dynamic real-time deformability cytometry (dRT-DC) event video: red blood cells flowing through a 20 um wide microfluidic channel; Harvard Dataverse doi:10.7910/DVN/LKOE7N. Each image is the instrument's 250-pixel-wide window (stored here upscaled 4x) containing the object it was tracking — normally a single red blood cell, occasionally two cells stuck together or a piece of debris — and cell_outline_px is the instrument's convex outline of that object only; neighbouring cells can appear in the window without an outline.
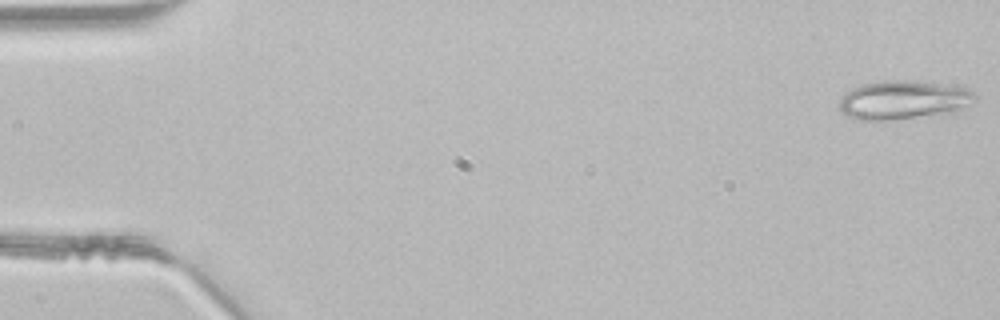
{"species": "common noctule bat (a hibernating species)", "species_latin": "Nyctalus noctula", "temperature_condition": "room temperature", "stored_images_in_passage": 14, "camera_frame_rate_fps": 3000, "um_per_image_px": 0.085, "animal": {"sex": "male", "body_mass_g": 21.5, "forearm_length_mm": 52.0}, "frame": {"image": 1, "passage_image": 1, "time_ms": 0.0, "image_size_px": [1000, 320], "cell_outline_px": [[976, 100], [952, 112], [876, 124], [852, 120], [840, 112], [840, 96], [844, 92], [860, 84], [884, 80], [904, 80], [956, 84], [968, 88], [976, 96]], "centroid_in_image_um": [76.7, 8.53], "position_along_channel_um": 8.3, "area_um2": 32.14}}